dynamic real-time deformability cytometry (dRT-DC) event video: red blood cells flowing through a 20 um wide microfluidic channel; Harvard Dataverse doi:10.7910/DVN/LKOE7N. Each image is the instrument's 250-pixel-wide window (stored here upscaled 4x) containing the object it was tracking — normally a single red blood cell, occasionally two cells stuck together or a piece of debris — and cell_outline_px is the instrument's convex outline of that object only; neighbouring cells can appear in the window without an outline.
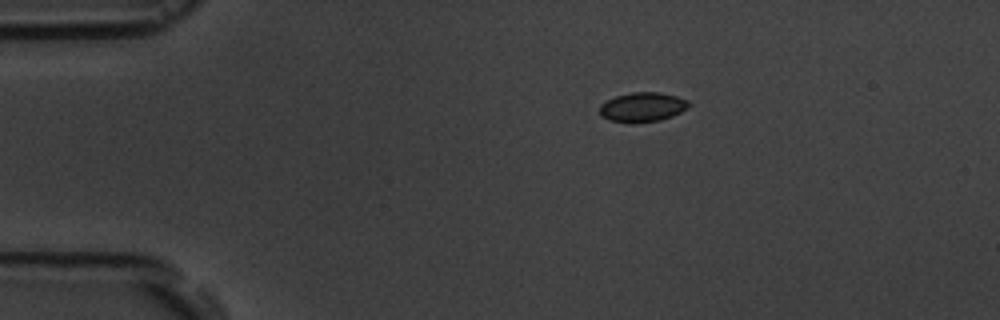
{"species": "common noctule bat (a hibernating species)", "species_latin": "Nyctalus noctula", "temperature_condition": "room temperature", "stored_images_in_passage": 4, "camera_frame_rate_fps": 3000, "um_per_image_px": 0.085, "animal": {"sex": "male", "body_mass_g": 19.5, "forearm_length_mm": 54.6}, "frame": {"image": 1, "passage_image": 1, "time_ms": 0.0, "image_size_px": [1000, 320], "cell_outline_px": [[692, 104], [688, 108], [672, 116], [660, 120], [632, 124], [608, 120], [600, 116], [600, 104], [616, 96], [632, 92], [660, 92], [676, 96], [688, 100]], "centroid_in_image_um": [54.61, 9.11], "position_along_channel_um": 30.4, "area_um2": 15.55}}
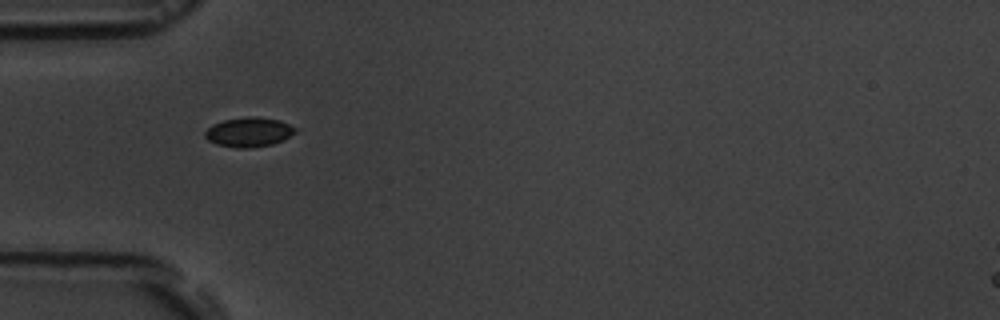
{"frame": {"image": 2, "passage_image": 3, "time_ms": 2.333, "image_size_px": [1000, 320], "cell_outline_px": [[300, 128], [296, 132], [284, 140], [272, 144], [248, 148], [236, 148], [216, 144], [208, 140], [204, 136], [204, 132], [212, 124], [224, 120], [248, 116], [256, 116], [280, 120]], "centroid_in_image_um": [21.19, 11.22], "position_along_channel_um": 63.8, "area_um2": 15.78}}
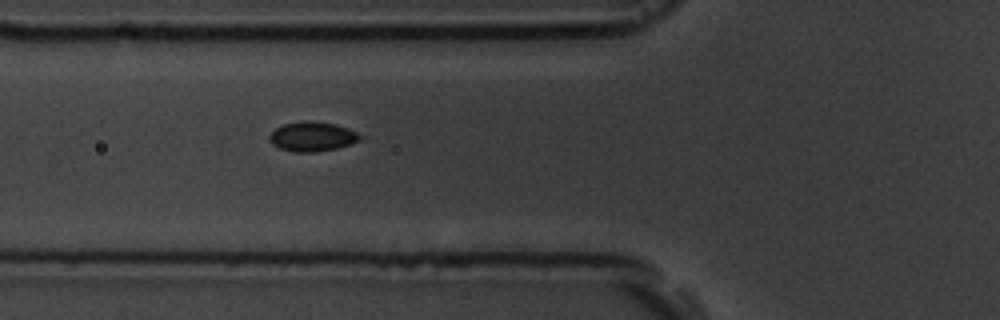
{"frame": {"image": 3, "passage_image": 4, "time_ms": 3.333, "image_size_px": [1000, 320], "cell_outline_px": [[364, 136], [360, 140], [352, 144], [336, 148], [316, 152], [296, 152], [280, 148], [272, 144], [268, 136], [276, 128], [284, 124], [304, 120], [308, 120], [336, 124], [348, 128]], "centroid_in_image_um": [26.57, 11.6], "position_along_channel_um": 99.2, "area_um2": 15.66}}